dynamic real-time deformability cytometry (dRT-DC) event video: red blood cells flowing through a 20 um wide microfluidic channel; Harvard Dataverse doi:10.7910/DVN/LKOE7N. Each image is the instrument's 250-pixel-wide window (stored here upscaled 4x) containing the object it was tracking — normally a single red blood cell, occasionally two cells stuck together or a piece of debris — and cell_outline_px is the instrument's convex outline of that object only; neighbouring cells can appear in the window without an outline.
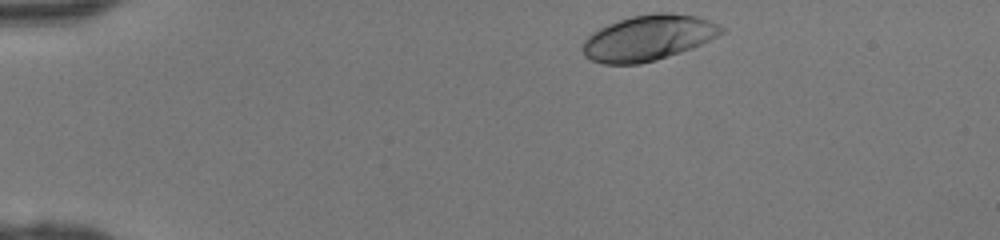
{"species": "human", "species_latin": "Homo sapiens", "temperature_condition": "room temperature", "stored_images_in_passage": 35, "camera_frame_rate_fps": 3000, "um_per_image_px": 0.085, "donor": {"sex": "female"}, "frame": {"image": 1, "passage_image": 1, "time_ms": 0.0, "image_size_px": [1000, 240], "cell_outline_px": [[724, 32], [692, 48], [656, 60], [640, 64], [604, 64], [592, 60], [584, 56], [580, 48], [584, 40], [592, 32], [608, 24], [632, 16], [652, 12], [668, 12], [696, 16], [708, 20], [724, 28]], "centroid_in_image_um": [55.05, 3.22], "position_along_channel_um": 29.9, "area_um2": 36.7}}
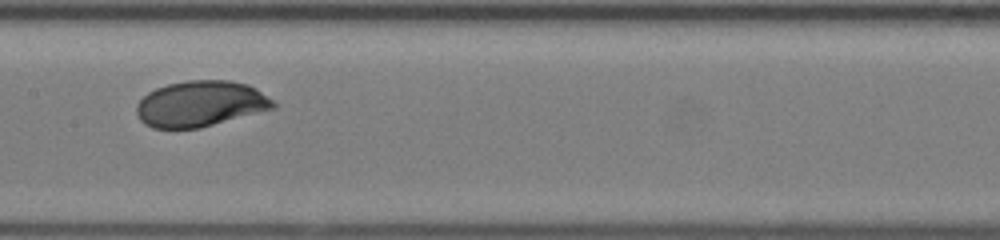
{"frame": {"image": 2, "passage_image": 17, "time_ms": 5.333, "image_size_px": [1000, 240], "cell_outline_px": [[276, 108], [200, 128], [152, 128], [144, 124], [140, 120], [136, 112], [136, 104], [148, 92], [156, 88], [168, 84], [188, 80], [228, 80], [248, 84], [256, 88], [272, 100], [276, 104]], "centroid_in_image_um": [17.04, 8.82], "position_along_channel_um": 190.4, "area_um2": 36.59}}
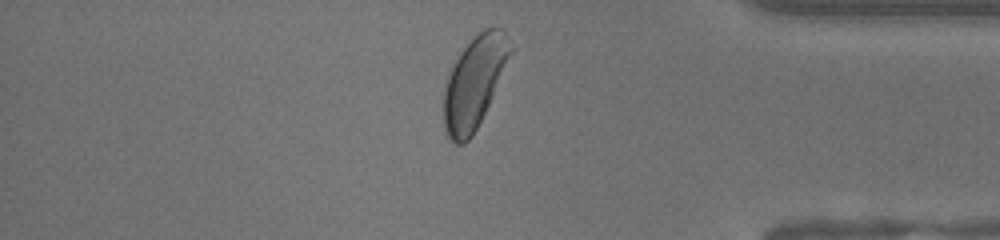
{"frame": {"image": 3, "passage_image": 32, "time_ms": 10.333, "image_size_px": [1000, 240], "cell_outline_px": [[516, 48], [472, 136], [464, 144], [456, 144], [448, 136], [444, 124], [444, 92], [448, 76], [456, 60], [464, 48], [484, 28], [504, 28]], "centroid_in_image_um": [40.38, 6.95], "position_along_channel_um": 394.8, "area_um2": 35.2}}